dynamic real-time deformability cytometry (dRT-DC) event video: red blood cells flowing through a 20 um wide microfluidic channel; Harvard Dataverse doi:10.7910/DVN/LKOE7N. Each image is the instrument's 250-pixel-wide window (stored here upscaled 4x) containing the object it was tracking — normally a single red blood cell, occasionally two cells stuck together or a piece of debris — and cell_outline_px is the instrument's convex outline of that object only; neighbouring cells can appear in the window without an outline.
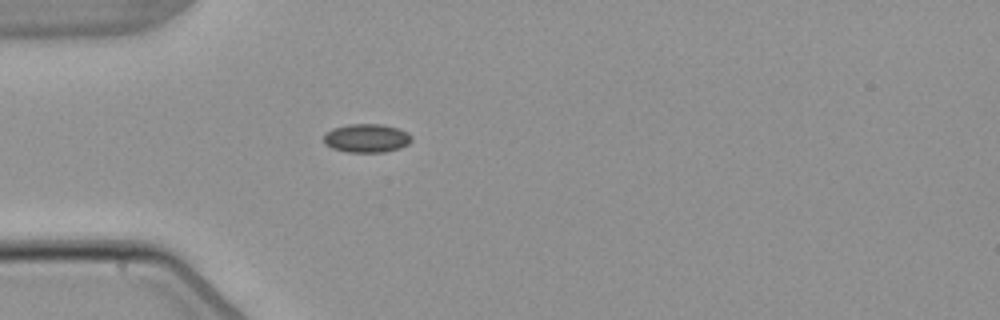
{"species": "common noctule bat (a hibernating species)", "species_latin": "Nyctalus noctula", "temperature_condition": "warm", "stored_images_in_passage": 6, "camera_frame_rate_fps": 3000, "um_per_image_px": 0.085, "animal": {"sex": "male", "body_mass_g": 21.5, "forearm_length_mm": 52.0}, "frame": {"image": 1, "passage_image": 6, "time_ms": 6.333, "image_size_px": [1000, 320], "cell_outline_px": [[412, 140], [408, 144], [400, 148], [384, 152], [348, 152], [332, 148], [324, 144], [324, 132], [332, 128], [348, 124], [380, 124], [400, 128], [408, 132], [412, 136]], "centroid_in_image_um": [31.16, 11.73], "position_along_channel_um": 53.8, "area_um2": 14.85}}